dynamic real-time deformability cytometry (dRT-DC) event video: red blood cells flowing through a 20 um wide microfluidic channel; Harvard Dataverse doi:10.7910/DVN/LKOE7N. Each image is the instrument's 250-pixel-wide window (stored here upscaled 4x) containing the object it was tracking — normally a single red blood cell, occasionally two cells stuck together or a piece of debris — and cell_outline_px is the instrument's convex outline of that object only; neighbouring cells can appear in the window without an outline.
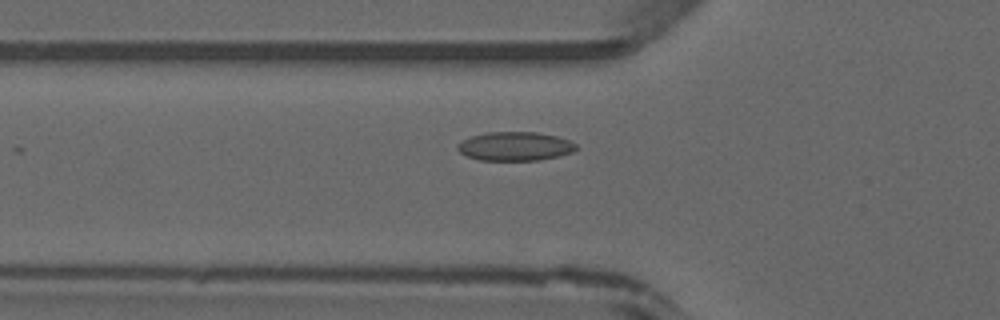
{"species": "common noctule bat (a hibernating species)", "species_latin": "Nyctalus noctula", "temperature_condition": "warm", "stored_images_in_passage": 26, "camera_frame_rate_fps": 3000, "um_per_image_px": 0.085, "animal": {"sex": "male", "forearm_length_mm": 52.5}, "frame": {"image": 1, "passage_image": 11, "time_ms": 3.333, "image_size_px": [1000, 320], "cell_outline_px": [[576, 148], [572, 152], [560, 156], [540, 160], [480, 160], [468, 156], [460, 152], [456, 148], [456, 144], [472, 136], [484, 132], [536, 132], [556, 136], [568, 140], [576, 144]], "centroid_in_image_um": [43.77, 12.43], "position_along_channel_um": 82.0, "area_um2": 19.88}}
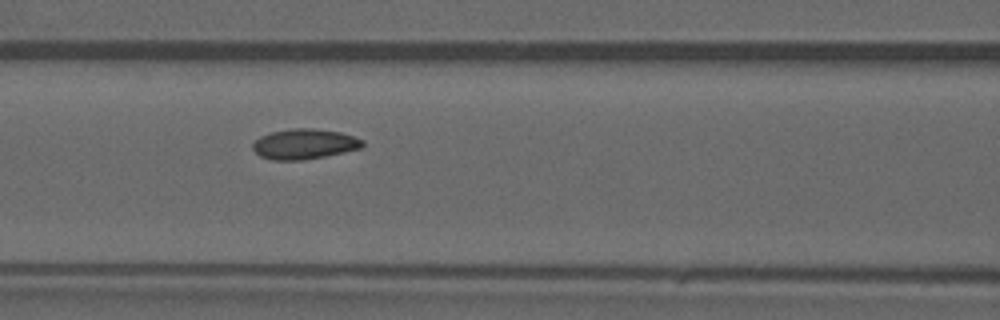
{"frame": {"image": 2, "passage_image": 15, "time_ms": 4.667, "image_size_px": [1000, 320], "cell_outline_px": [[364, 144], [360, 148], [344, 152], [304, 160], [272, 160], [260, 156], [252, 148], [252, 144], [260, 136], [272, 132], [292, 128], [312, 128], [340, 132], [364, 140]], "centroid_in_image_um": [25.86, 12.24], "position_along_channel_um": 140.7, "area_um2": 19.25}}